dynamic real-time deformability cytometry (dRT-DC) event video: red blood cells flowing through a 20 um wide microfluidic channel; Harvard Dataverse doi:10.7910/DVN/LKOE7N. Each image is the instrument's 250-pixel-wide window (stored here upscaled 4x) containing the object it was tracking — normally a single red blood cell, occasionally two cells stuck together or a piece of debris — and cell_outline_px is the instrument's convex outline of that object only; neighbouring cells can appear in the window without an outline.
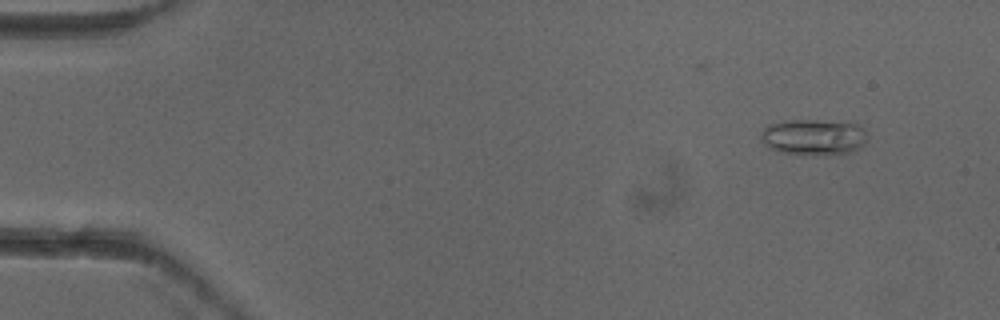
{"species": "common noctule bat (a hibernating species)", "species_latin": "Nyctalus noctula", "temperature_condition": "cold", "stored_images_in_passage": 4, "camera_frame_rate_fps": 3000, "um_per_image_px": 0.085, "animal": {"sex": "female"}, "frame": {"image": 1, "passage_image": 1, "time_ms": 0.0, "image_size_px": [1000, 320], "cell_outline_px": [[864, 144], [860, 148], [852, 152], [836, 156], [816, 156], [780, 152], [768, 148], [760, 140], [760, 132], [768, 124], [784, 120], [816, 120], [856, 124], [864, 128]], "centroid_in_image_um": [69.11, 11.68], "position_along_channel_um": 15.9, "area_um2": 22.83}}